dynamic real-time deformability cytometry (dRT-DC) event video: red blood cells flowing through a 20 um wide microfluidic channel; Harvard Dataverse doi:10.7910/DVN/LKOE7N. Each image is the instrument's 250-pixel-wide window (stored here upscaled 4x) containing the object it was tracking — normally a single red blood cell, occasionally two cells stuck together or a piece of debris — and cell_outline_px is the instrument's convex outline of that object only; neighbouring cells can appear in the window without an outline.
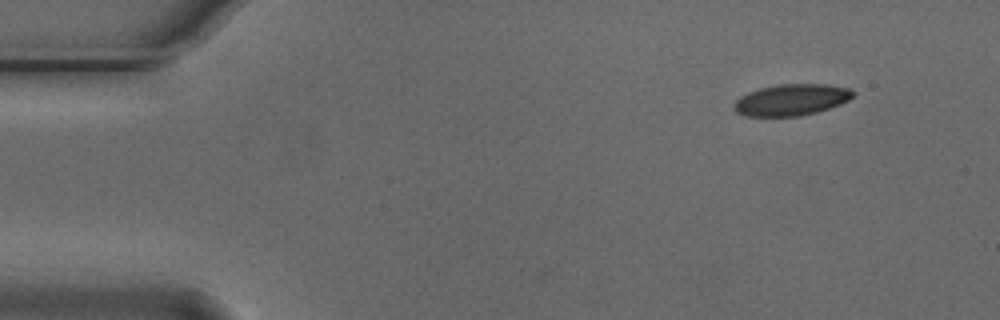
{"species": "Egyptian fruit bat (a non-hibernating species)", "species_latin": "Rousettus aegyptiacus", "temperature_condition": "cold", "stored_images_in_passage": 4, "camera_frame_rate_fps": 3000, "um_per_image_px": 0.085, "animal": {"sex": "male"}, "frame": {"image": 1, "passage_image": 1, "time_ms": 0.0, "image_size_px": [1000, 320], "cell_outline_px": [[856, 92], [848, 100], [840, 104], [816, 112], [800, 116], [744, 116], [736, 112], [732, 108], [736, 100], [740, 96], [748, 92], [760, 88], [776, 84], [828, 84], [848, 88]], "centroid_in_image_um": [67.24, 8.48], "position_along_channel_um": 17.8, "area_um2": 21.85}}
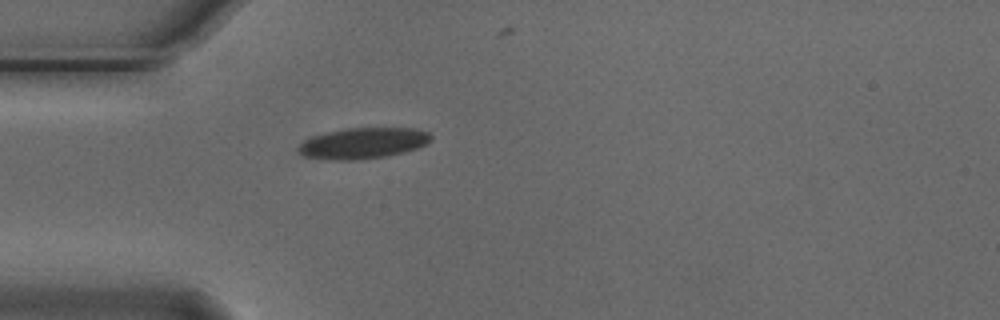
{"frame": {"image": 2, "passage_image": 4, "time_ms": 1.0, "image_size_px": [1000, 320], "cell_outline_px": [[432, 140], [428, 144], [404, 152], [388, 156], [360, 160], [332, 160], [304, 156], [296, 152], [296, 148], [304, 140], [312, 136], [344, 128], [412, 128], [428, 132], [432, 136]], "centroid_in_image_um": [30.85, 12.18], "position_along_channel_um": 54.2, "area_um2": 24.16}}